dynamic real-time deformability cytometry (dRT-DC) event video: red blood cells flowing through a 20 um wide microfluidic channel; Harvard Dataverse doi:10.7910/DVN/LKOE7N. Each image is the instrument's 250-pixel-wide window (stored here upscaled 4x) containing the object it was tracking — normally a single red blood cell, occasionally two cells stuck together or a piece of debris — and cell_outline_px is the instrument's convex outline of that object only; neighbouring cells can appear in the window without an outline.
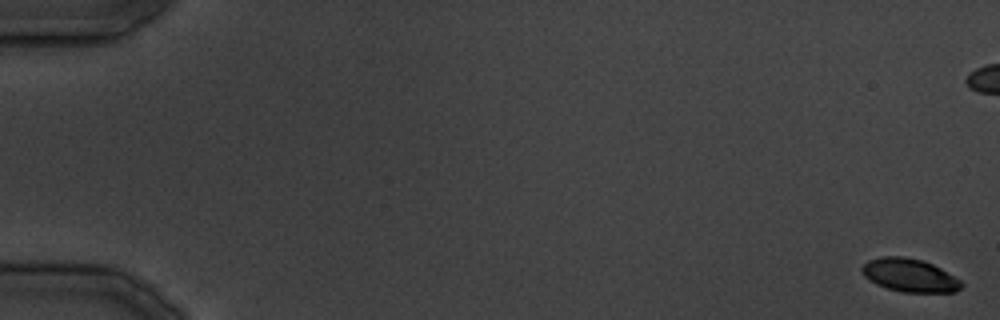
{"species": "common noctule bat (a hibernating species)", "species_latin": "Nyctalus noctula", "temperature_condition": "cold", "stored_images_in_passage": 18, "camera_frame_rate_fps": 3000, "um_per_image_px": 0.085, "animal": {"sex": "male", "body_mass_g": 19.5, "forearm_length_mm": 54.6}, "frame": {"image": 1, "passage_image": 1, "time_ms": 0.0, "image_size_px": [1000, 320], "cell_outline_px": [[964, 284], [956, 292], [904, 292], [888, 288], [876, 284], [868, 280], [860, 272], [860, 268], [868, 260], [884, 256], [904, 256], [920, 260], [932, 264], [940, 268], [960, 280]], "centroid_in_image_um": [77.28, 23.4], "position_along_channel_um": 7.7, "area_um2": 19.19}}